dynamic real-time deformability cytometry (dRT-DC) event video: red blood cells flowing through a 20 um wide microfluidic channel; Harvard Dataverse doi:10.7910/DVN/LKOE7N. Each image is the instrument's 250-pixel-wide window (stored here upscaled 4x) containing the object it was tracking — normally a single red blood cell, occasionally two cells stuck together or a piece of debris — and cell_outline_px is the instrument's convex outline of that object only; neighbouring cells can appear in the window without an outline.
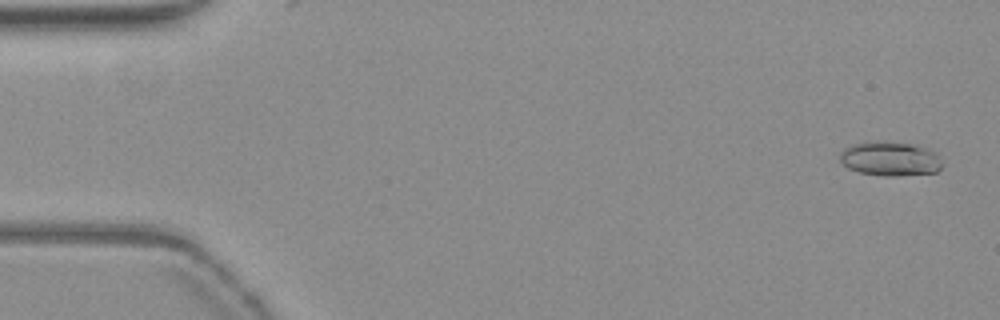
{"species": "common noctule bat (a hibernating species)", "species_latin": "Nyctalus noctula", "temperature_condition": "warm", "stored_images_in_passage": 3, "camera_frame_rate_fps": 3000, "um_per_image_px": 0.085, "animal": {"sex": "female", "body_mass_g": 19.3, "forearm_length_mm": 54.1}, "frame": {"image": 1, "passage_image": 2, "time_ms": 0.333, "image_size_px": [1000, 320], "cell_outline_px": [[940, 168], [936, 172], [896, 176], [884, 176], [860, 172], [848, 168], [840, 164], [840, 152], [844, 148], [856, 144], [912, 144], [924, 148], [932, 152], [936, 156], [940, 164]], "centroid_in_image_um": [75.6, 13.55], "position_along_channel_um": 9.4, "area_um2": 19.31}}